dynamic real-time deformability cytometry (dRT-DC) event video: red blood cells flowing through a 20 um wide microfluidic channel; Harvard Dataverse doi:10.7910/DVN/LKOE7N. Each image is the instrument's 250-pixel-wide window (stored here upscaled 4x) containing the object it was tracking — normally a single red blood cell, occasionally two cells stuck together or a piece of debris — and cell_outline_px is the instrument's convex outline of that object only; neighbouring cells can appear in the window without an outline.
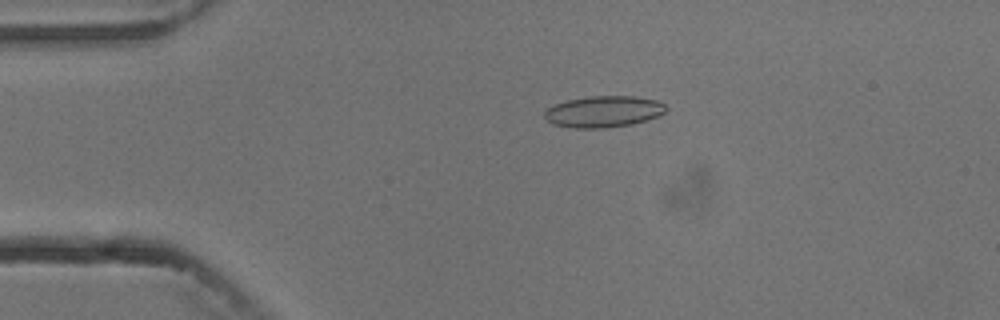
{"species": "common noctule bat (a hibernating species)", "species_latin": "Nyctalus noctula", "temperature_condition": "cold", "stored_images_in_passage": 3, "camera_frame_rate_fps": 3000, "um_per_image_px": 0.085, "animal": {"sex": "male", "body_mass_g": 13.3}, "frame": {"image": 1, "passage_image": 2, "time_ms": 1.0, "image_size_px": [1000, 320], "cell_outline_px": [[668, 108], [660, 116], [648, 120], [632, 124], [604, 128], [572, 128], [552, 124], [544, 116], [544, 112], [548, 108], [556, 104], [568, 100], [588, 96], [636, 96], [656, 100], [664, 104]], "centroid_in_image_um": [51.33, 9.49], "position_along_channel_um": 33.7, "area_um2": 22.31}}